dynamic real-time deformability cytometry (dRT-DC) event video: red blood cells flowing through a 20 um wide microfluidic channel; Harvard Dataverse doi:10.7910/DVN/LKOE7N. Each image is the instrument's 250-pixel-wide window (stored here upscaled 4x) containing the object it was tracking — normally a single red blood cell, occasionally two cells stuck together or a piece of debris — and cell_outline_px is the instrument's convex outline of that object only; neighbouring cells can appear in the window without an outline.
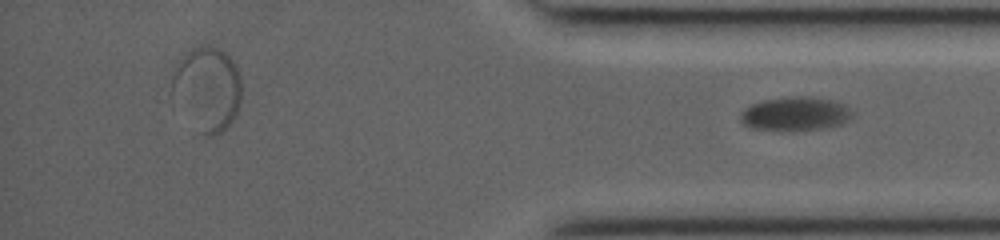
{"species": "common noctule bat (a hibernating species)", "species_latin": "Nyctalus noctula", "temperature_condition": "room temperature", "stored_images_in_passage": 36, "segment_of_instrument_passage": [2, 2], "camera_frame_rate_fps": 3000, "um_per_image_px": 0.085, "animal": {"sex": "female", "body_mass_g": 19.0, "forearm_length_mm": 53.3}, "frame": {"image": 1, "passage_image": 36, "time_ms": 11.667, "image_size_px": [1000, 240], "cell_outline_px": [[856, 112], [844, 124], [820, 128], [792, 132], [752, 128], [744, 124], [740, 120], [740, 116], [744, 108], [752, 104], [764, 100], [788, 96], [816, 96], [848, 104]], "centroid_in_image_um": [67.67, 9.67], "position_along_channel_um": 367.5, "area_um2": 22.77}}